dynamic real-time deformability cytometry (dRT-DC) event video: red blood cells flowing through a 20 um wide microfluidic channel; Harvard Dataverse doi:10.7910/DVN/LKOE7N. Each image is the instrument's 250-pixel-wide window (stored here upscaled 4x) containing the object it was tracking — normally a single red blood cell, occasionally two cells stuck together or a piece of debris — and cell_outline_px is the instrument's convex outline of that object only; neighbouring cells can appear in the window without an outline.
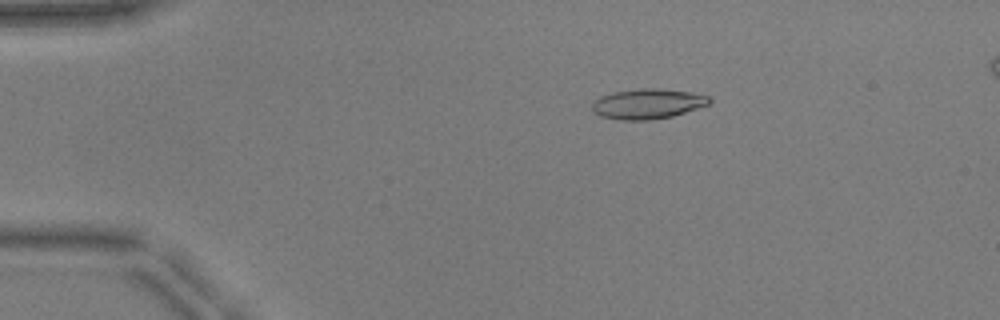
{"species": "common noctule bat (a hibernating species)", "species_latin": "Nyctalus noctula", "temperature_condition": "warm", "stored_images_in_passage": 52, "camera_frame_rate_fps": 3000, "um_per_image_px": 0.085, "animal": {"sex": "male", "body_mass_g": 17.9, "forearm_length_mm": 54.2}, "frame": {"image": 1, "passage_image": 10, "time_ms": 3.0, "image_size_px": [1000, 320], "cell_outline_px": [[712, 100], [708, 104], [672, 116], [652, 120], [620, 120], [600, 116], [592, 112], [592, 100], [600, 96], [612, 92], [640, 88], [660, 88], [692, 92], [708, 96]], "centroid_in_image_um": [54.99, 8.82], "position_along_channel_um": 30.0, "area_um2": 20.75}}
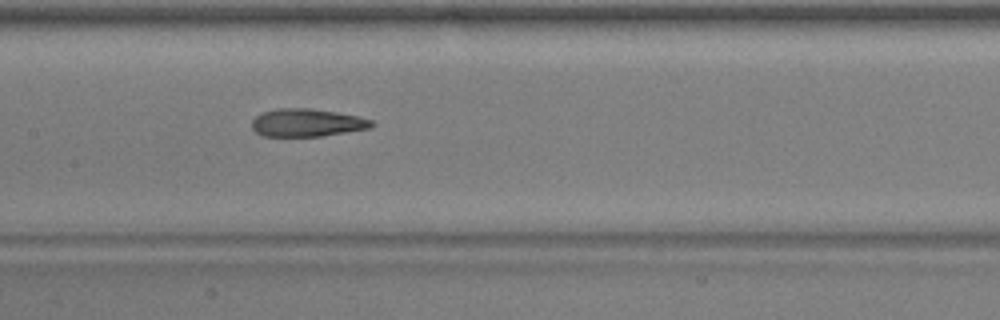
{"frame": {"image": 2, "passage_image": 26, "time_ms": 8.333, "image_size_px": [1000, 320], "cell_outline_px": [[376, 124], [372, 128], [320, 136], [260, 136], [252, 128], [252, 120], [256, 116], [264, 112], [280, 108], [308, 108], [336, 112], [356, 116], [372, 120]], "centroid_in_image_um": [26.1, 10.43], "position_along_channel_um": 181.3, "area_um2": 19.36}}
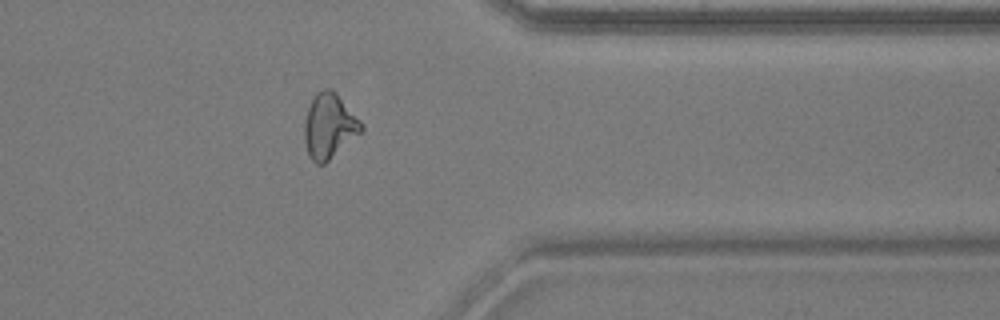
{"frame": {"image": 3, "passage_image": 42, "time_ms": 13.667, "image_size_px": [1000, 320], "cell_outline_px": [[364, 132], [324, 164], [316, 164], [308, 156], [304, 140], [304, 120], [308, 108], [316, 92], [324, 88], [332, 88], [336, 92], [364, 124]], "centroid_in_image_um": [28.0, 10.72], "position_along_channel_um": 383.4, "area_um2": 21.96}, "authors_computed_cell_mechanics": {"area_um2": 20.519, "velocity_mm_per_s": 3.9568, "shape_relaxation_time_tau1_ms": 5.6227, "shape_relaxation_time_tau2_ms": 2.2346, "deformation_change_tau1": 0.1983, "deformation_change_tau2": 0.117}}